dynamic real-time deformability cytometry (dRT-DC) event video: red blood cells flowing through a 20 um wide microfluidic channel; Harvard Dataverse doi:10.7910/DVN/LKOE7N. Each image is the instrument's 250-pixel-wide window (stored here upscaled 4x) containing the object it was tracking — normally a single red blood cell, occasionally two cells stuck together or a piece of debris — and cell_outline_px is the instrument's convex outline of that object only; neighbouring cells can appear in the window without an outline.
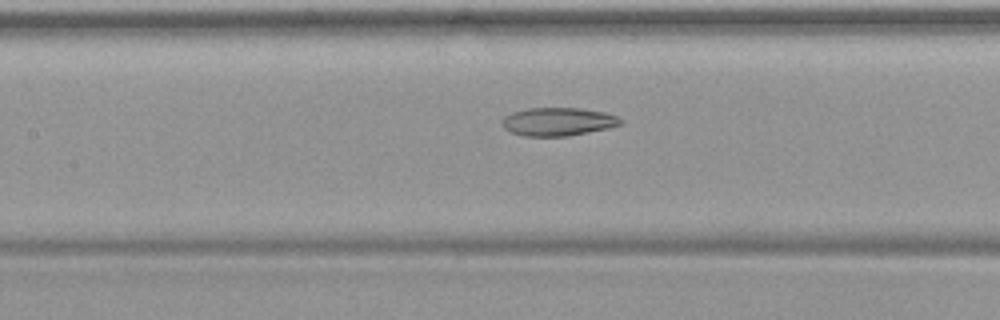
{"species": "common noctule bat (a hibernating species)", "species_latin": "Nyctalus noctula", "temperature_condition": "warm", "stored_images_in_passage": 49, "camera_frame_rate_fps": 3000, "um_per_image_px": 0.085, "animal": {"sex": "female", "body_mass_g": 19.9}, "frame": {"image": 1, "passage_image": 23, "time_ms": 7.333, "image_size_px": [1000, 320], "cell_outline_px": [[624, 124], [608, 128], [568, 136], [524, 136], [508, 132], [504, 128], [504, 116], [512, 112], [528, 108], [580, 108], [604, 112], [616, 116], [624, 120]], "centroid_in_image_um": [47.45, 10.34], "position_along_channel_um": 159.9, "area_um2": 19.54}}
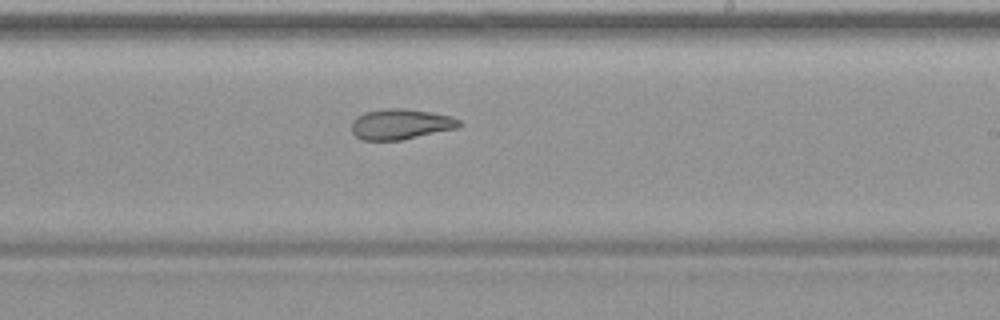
{"frame": {"image": 2, "passage_image": 30, "time_ms": 9.667, "image_size_px": [1000, 320], "cell_outline_px": [[464, 124], [460, 128], [400, 140], [364, 140], [356, 136], [352, 132], [352, 120], [356, 116], [364, 112], [388, 108], [404, 108], [432, 112], [452, 116], [460, 120]], "centroid_in_image_um": [34.1, 10.54], "position_along_channel_um": 254.9, "area_um2": 19.36}}
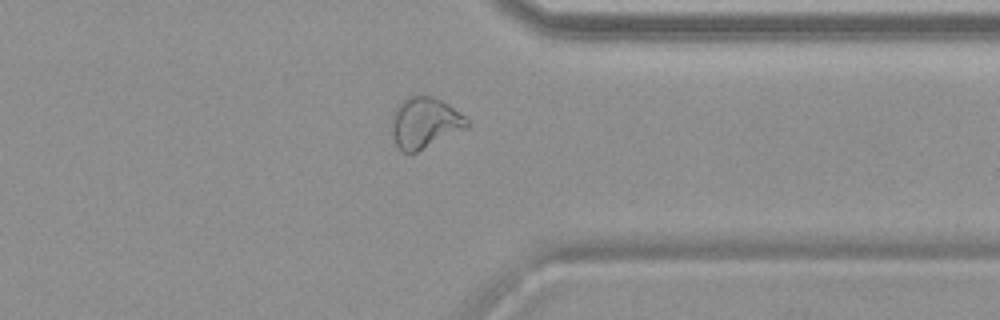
{"frame": {"image": 3, "passage_image": 39, "time_ms": 12.667, "image_size_px": [1000, 320], "cell_outline_px": [[468, 128], [416, 152], [404, 152], [396, 144], [392, 136], [392, 112], [396, 104], [400, 100], [408, 96], [432, 96], [448, 104], [460, 112], [468, 120]], "centroid_in_image_um": [36.08, 10.41], "position_along_channel_um": 375.3, "area_um2": 22.37}}